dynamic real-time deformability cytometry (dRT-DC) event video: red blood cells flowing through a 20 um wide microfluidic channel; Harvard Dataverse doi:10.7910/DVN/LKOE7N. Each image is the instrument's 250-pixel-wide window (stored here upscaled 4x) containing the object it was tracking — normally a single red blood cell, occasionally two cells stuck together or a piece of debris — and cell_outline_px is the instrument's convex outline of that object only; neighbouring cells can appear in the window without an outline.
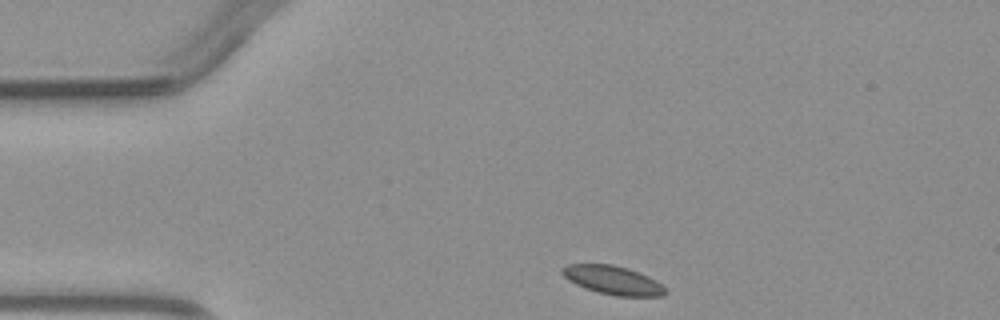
{"species": "common noctule bat (a hibernating species)", "species_latin": "Nyctalus noctula", "temperature_condition": "warm", "stored_images_in_passage": 2, "camera_frame_rate_fps": 3000, "um_per_image_px": 0.085, "animal": {"sex": "male", "body_mass_g": 23.1, "forearm_length_mm": 52.7}, "frame": {"image": 1, "passage_image": 1, "time_ms": 0.0, "image_size_px": [1000, 320], "cell_outline_px": [[668, 292], [660, 296], [616, 296], [584, 288], [568, 280], [560, 272], [560, 268], [568, 264], [612, 264], [628, 268], [648, 276], [656, 280]], "centroid_in_image_um": [52.07, 23.8], "position_along_channel_um": 32.9, "area_um2": 17.17}}